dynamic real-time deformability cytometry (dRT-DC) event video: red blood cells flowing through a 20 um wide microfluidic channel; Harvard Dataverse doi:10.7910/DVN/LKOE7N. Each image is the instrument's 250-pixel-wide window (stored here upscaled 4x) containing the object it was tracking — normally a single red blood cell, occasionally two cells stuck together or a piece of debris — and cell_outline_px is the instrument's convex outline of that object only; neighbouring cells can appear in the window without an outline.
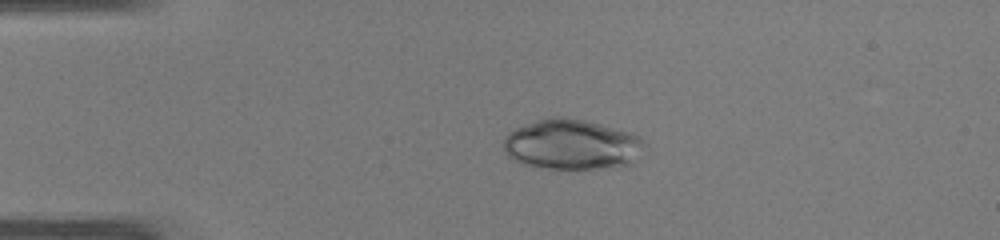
{"species": "common noctule bat (a hibernating species)", "species_latin": "Nyctalus noctula", "temperature_condition": "warm", "stored_images_in_passage": 47, "camera_frame_rate_fps": 3000, "um_per_image_px": 0.085, "animal": {"sex": "male", "body_mass_g": 19.0, "forearm_length_mm": 50.8}, "frame": {"image": 1, "passage_image": 10, "time_ms": 3.0, "image_size_px": [1000, 240], "cell_outline_px": [[644, 144], [628, 164], [600, 168], [540, 168], [524, 164], [508, 156], [504, 148], [504, 140], [516, 128], [540, 120], [584, 120], [632, 132], [640, 136]], "centroid_in_image_um": [48.6, 12.31], "position_along_channel_um": 36.4, "area_um2": 39.54}}
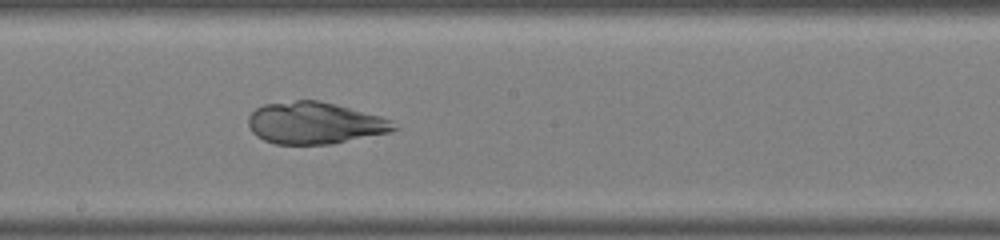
{"frame": {"image": 2, "passage_image": 26, "time_ms": 8.333, "image_size_px": [1000, 240], "cell_outline_px": [[400, 128], [388, 132], [332, 144], [276, 144], [264, 140], [256, 136], [252, 132], [248, 124], [248, 116], [256, 108], [264, 104], [296, 100], [320, 100], [380, 116], [392, 120]], "centroid_in_image_um": [26.74, 10.46], "position_along_channel_um": 221.5, "area_um2": 35.49}}
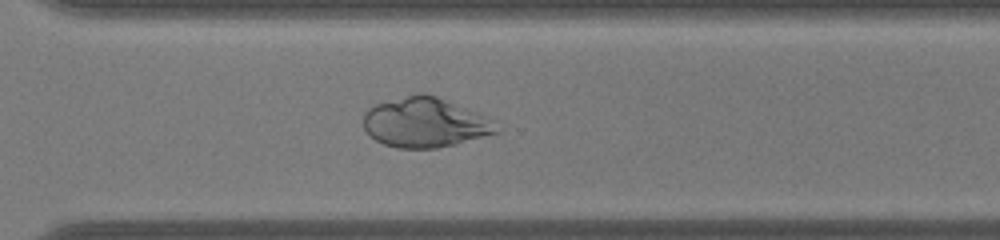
{"frame": {"image": 3, "passage_image": 34, "time_ms": 11.0, "image_size_px": [1000, 240], "cell_outline_px": [[500, 132], [456, 144], [436, 148], [396, 148], [384, 144], [376, 140], [364, 128], [364, 112], [368, 108], [376, 104], [420, 92], [436, 96], [488, 116]], "centroid_in_image_um": [36.13, 10.42], "position_along_channel_um": 334.5, "area_um2": 38.32}}